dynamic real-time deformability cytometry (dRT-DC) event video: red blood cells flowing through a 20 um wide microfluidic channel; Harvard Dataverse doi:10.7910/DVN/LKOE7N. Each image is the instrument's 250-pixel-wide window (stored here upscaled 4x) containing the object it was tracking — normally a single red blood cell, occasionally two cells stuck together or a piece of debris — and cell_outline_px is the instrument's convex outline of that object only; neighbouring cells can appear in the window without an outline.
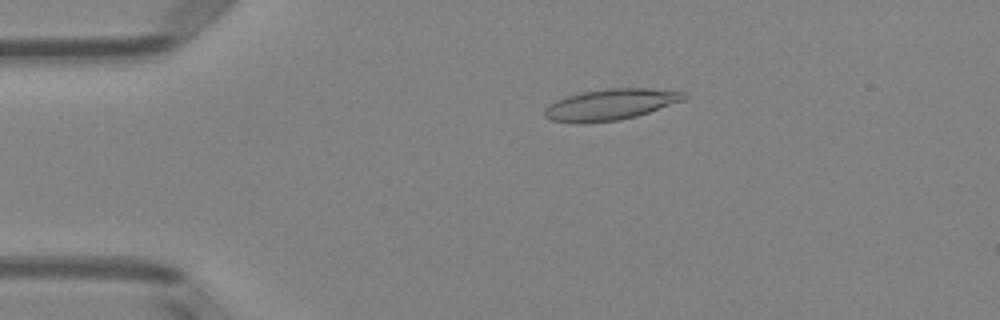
{"species": "Egyptian fruit bat (a non-hibernating species)", "species_latin": "Rousettus aegyptiacus", "temperature_condition": "room temperature", "stored_images_in_passage": 50, "camera_frame_rate_fps": 3000, "um_per_image_px": 0.085, "animal": {"sex": "female"}, "frame": {"image": 1, "passage_image": 10, "time_ms": 3.0, "image_size_px": [1000, 320], "cell_outline_px": [[688, 96], [684, 100], [636, 116], [620, 120], [584, 124], [580, 124], [552, 120], [544, 116], [544, 108], [548, 104], [556, 100], [568, 96], [584, 92], [608, 88], [648, 88], [688, 92]], "centroid_in_image_um": [51.89, 8.89], "position_along_channel_um": 33.1, "area_um2": 25.37}}
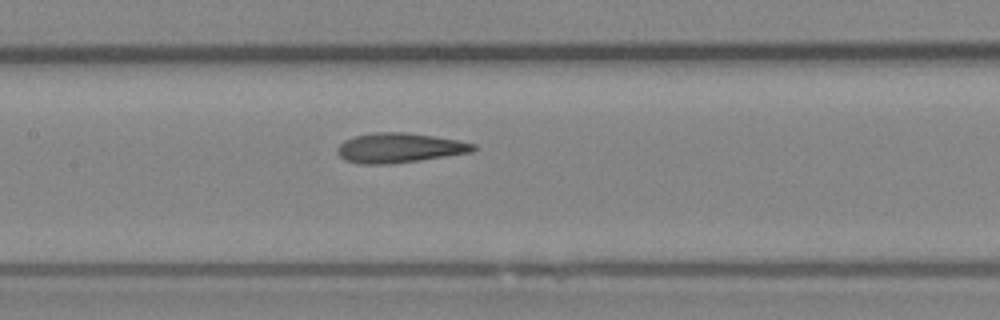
{"frame": {"image": 2, "passage_image": 24, "time_ms": 7.667, "image_size_px": [1000, 320], "cell_outline_px": [[476, 148], [472, 152], [420, 160], [388, 164], [360, 164], [344, 160], [336, 152], [336, 148], [344, 140], [356, 136], [376, 132], [404, 132], [460, 140], [476, 144]], "centroid_in_image_um": [33.93, 12.57], "position_along_channel_um": 173.5, "area_um2": 23.52}}
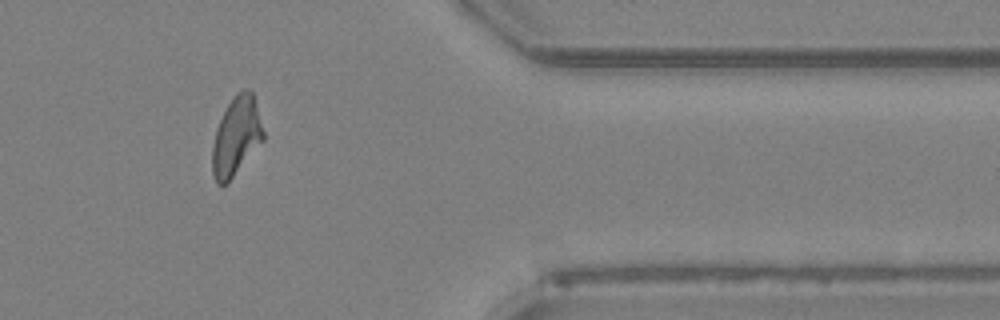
{"frame": {"image": 3, "passage_image": 42, "time_ms": 13.667, "image_size_px": [1000, 320], "cell_outline_px": [[264, 140], [228, 184], [216, 184], [212, 172], [212, 144], [216, 128], [228, 104], [236, 92], [244, 88], [252, 92], [264, 132]], "centroid_in_image_um": [20.07, 11.63], "position_along_channel_um": 391.3, "area_um2": 23.47}, "authors_computed_cell_mechanics": {"area_um2": 23.4957, "velocity_mm_per_s": 3.9785, "shape_relaxation_time_tau1_ms": 6.9442, "shape_relaxation_time_tau2_ms": 1.962, "deformation_change_tau1": 0.2336, "deformation_change_tau2": 0.1197}}